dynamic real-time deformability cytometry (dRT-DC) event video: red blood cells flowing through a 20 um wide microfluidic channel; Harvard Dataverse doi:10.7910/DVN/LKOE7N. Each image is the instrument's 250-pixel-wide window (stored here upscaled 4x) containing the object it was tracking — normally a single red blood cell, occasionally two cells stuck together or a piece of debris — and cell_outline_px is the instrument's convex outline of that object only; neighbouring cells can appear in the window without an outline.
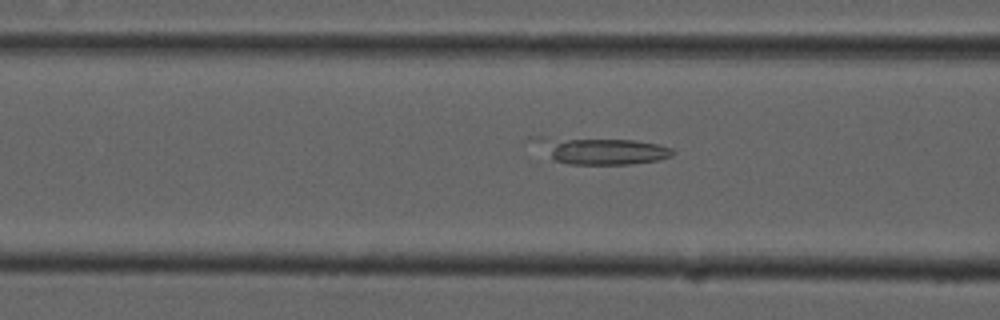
{"species": "common noctule bat (a hibernating species)", "species_latin": "Nyctalus noctula", "temperature_condition": "cold", "stored_images_in_passage": 54, "camera_frame_rate_fps": 3000, "um_per_image_px": 0.085, "animal": {"sex": "male", "forearm_length_mm": 52.5}, "frame": {"image": 1, "passage_image": 21, "time_ms": 6.667, "image_size_px": [1000, 320], "cell_outline_px": [[676, 152], [672, 156], [660, 160], [628, 164], [568, 164], [556, 160], [524, 140], [528, 136], [540, 136], [636, 140], [656, 144], [672, 148]], "centroid_in_image_um": [50.95, 12.77], "position_along_channel_um": 115.6, "area_um2": 22.2}}
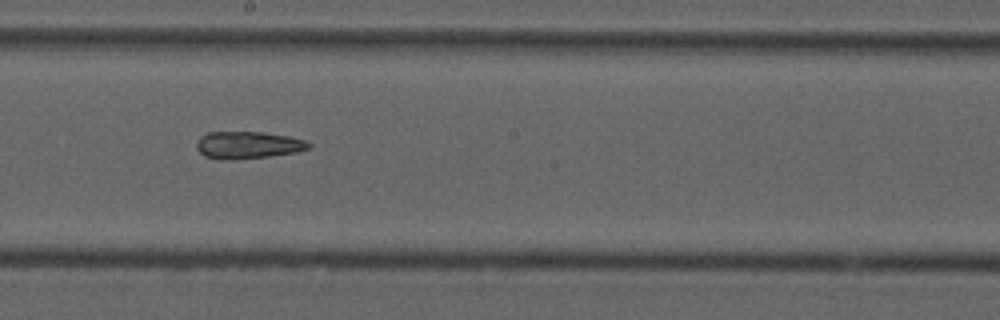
{"frame": {"image": 2, "passage_image": 30, "time_ms": 9.667, "image_size_px": [1000, 320], "cell_outline_px": [[312, 144], [308, 148], [296, 152], [268, 156], [232, 160], [220, 160], [204, 156], [196, 148], [196, 140], [200, 136], [208, 132], [260, 132], [288, 136], [304, 140]], "centroid_in_image_um": [21.01, 12.33], "position_along_channel_um": 227.2, "area_um2": 17.8}}
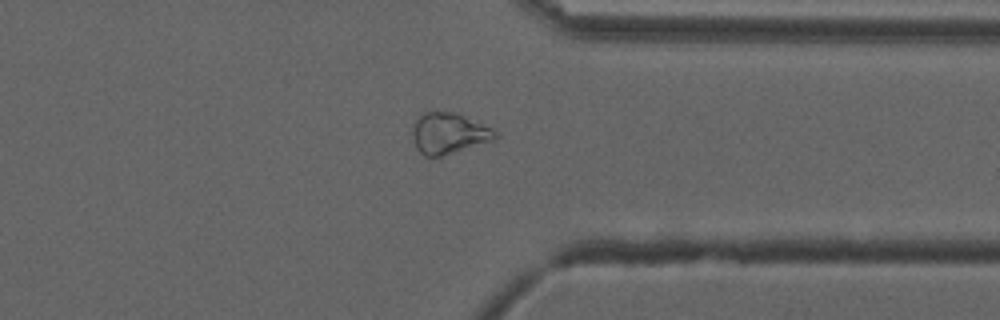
{"frame": {"image": 3, "passage_image": 42, "time_ms": 13.667, "image_size_px": [1000, 320], "cell_outline_px": [[500, 136], [496, 140], [440, 156], [424, 156], [416, 148], [412, 136], [412, 128], [416, 120], [424, 112], [452, 112], [464, 116], [492, 128]], "centroid_in_image_um": [38.16, 11.34], "position_along_channel_um": 373.2, "area_um2": 19.65}, "authors_computed_cell_mechanics": {"area_um2": 23.409, "velocity_mm_per_s": 3.7282, "shape_relaxation_time_tau1_ms": 4.6495, "shape_relaxation_time_tau2_ms": null, "deformation_change_tau1": 0.14, "deformation_change_tau2": null}}